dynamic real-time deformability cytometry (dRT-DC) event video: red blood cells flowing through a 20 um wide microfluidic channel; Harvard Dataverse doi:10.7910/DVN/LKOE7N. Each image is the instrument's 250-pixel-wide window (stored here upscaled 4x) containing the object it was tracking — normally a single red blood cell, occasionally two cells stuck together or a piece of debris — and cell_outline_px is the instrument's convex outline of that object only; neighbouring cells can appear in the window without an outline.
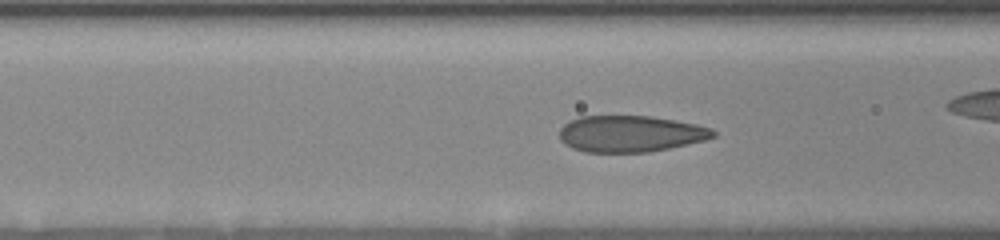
{"species": "human", "species_latin": "Homo sapiens", "temperature_condition": "room temperature", "stored_images_in_passage": 14, "camera_frame_rate_fps": 3000, "um_per_image_px": 0.085, "donor": {"sex": "female"}, "frame": {"image": 1, "passage_image": 10, "time_ms": 2.0, "image_size_px": [1000, 240], "cell_outline_px": [[716, 136], [704, 140], [668, 148], [648, 152], [584, 152], [572, 148], [560, 140], [560, 128], [568, 120], [580, 116], [652, 116], [676, 120], [696, 124], [712, 128], [716, 132]], "centroid_in_image_um": [53.57, 11.36], "position_along_channel_um": 113.0, "area_um2": 32.71}}